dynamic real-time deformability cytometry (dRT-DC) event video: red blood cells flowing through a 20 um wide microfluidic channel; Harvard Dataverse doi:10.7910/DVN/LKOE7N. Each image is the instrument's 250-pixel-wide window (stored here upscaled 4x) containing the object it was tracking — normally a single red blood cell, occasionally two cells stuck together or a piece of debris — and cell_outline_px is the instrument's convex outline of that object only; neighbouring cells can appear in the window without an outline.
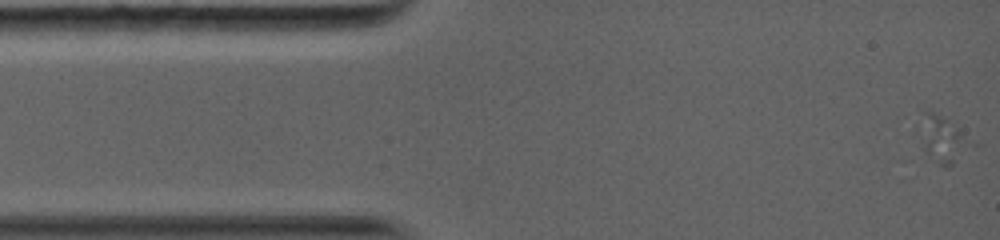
{"species": "common noctule bat (a hibernating species)", "species_latin": "Nyctalus noctula", "temperature_condition": "warm", "stored_images_in_passage": 13, "camera_frame_rate_fps": 5000, "um_per_image_px": 0.085, "animal": {"sex": "female", "body_mass_g": 19.0, "forearm_length_mm": 56.7}, "frame": {"image": 1, "passage_image": 1, "time_ms": 0.0, "image_size_px": [1000, 240], "cell_outline_px": [[980, 144], [928, 152], [924, 148], [904, 116], [916, 108], [932, 112], [948, 120]], "centroid_in_image_um": [79.65, 11.18], "position_along_channel_um": 5.3, "area_um2": 12.66}}
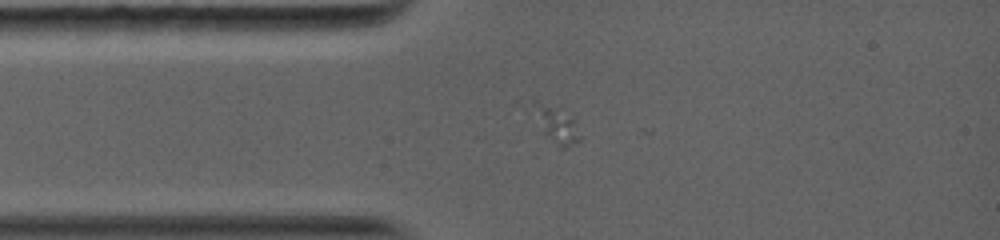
{"frame": {"image": 2, "passage_image": 10, "time_ms": 2.6, "image_size_px": [1000, 240], "cell_outline_px": [[580, 140], [568, 148], [560, 148], [516, 104], [516, 100], [532, 96], [572, 116]], "centroid_in_image_um": [46.83, 10.31], "position_along_channel_um": 38.2, "area_um2": 11.73}}